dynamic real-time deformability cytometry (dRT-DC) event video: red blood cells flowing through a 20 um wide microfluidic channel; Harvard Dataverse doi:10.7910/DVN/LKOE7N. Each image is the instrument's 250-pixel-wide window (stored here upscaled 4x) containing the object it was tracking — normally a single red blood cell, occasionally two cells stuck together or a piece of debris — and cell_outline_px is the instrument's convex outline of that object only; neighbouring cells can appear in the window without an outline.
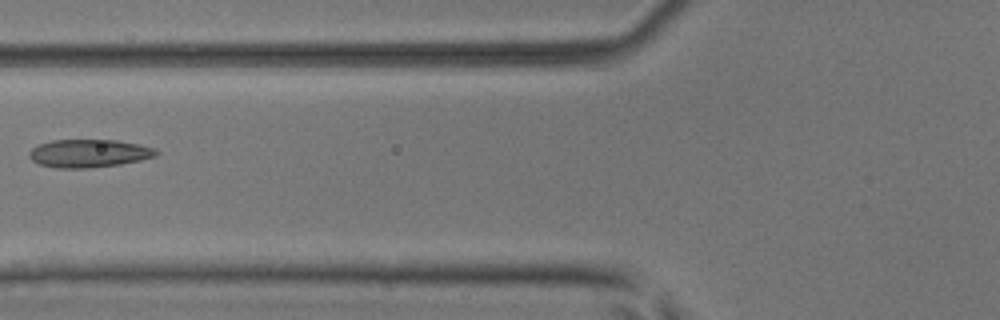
{"species": "common noctule bat (a hibernating species)", "species_latin": "Nyctalus noctula", "temperature_condition": "room temperature", "stored_images_in_passage": 6, "camera_frame_rate_fps": 3000, "um_per_image_px": 0.085, "animal": {"sex": "male", "body_mass_g": 17.9, "forearm_length_mm": 54.2}, "frame": {"image": 1, "passage_image": 6, "time_ms": 1.667, "image_size_px": [1000, 320], "cell_outline_px": [[160, 152], [156, 156], [140, 160], [120, 164], [88, 168], [56, 168], [40, 164], [32, 160], [28, 156], [28, 152], [32, 148], [40, 144], [52, 140], [116, 140], [140, 144], [156, 148]], "centroid_in_image_um": [7.58, 13.03], "position_along_channel_um": 118.2, "area_um2": 20.81}}